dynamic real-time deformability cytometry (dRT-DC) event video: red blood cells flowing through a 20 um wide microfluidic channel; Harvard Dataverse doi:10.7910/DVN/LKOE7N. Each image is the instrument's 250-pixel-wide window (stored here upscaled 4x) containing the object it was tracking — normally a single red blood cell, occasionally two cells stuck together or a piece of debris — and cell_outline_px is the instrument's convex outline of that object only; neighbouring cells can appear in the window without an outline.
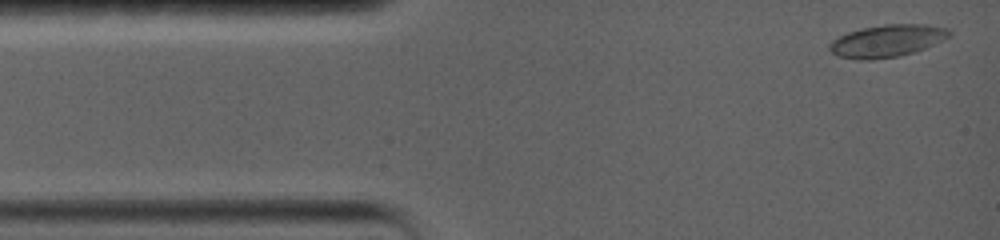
{"species": "common noctule bat (a hibernating species)", "species_latin": "Nyctalus noctula", "temperature_condition": "warm", "stored_images_in_passage": 7, "camera_frame_rate_fps": 5000, "um_per_image_px": 0.085, "animal": {"sex": "female", "body_mass_g": 19.0, "forearm_length_mm": 56.7}, "frame": {"image": 1, "passage_image": 1, "time_ms": 0.0, "image_size_px": [1000, 240], "cell_outline_px": [[952, 32], [944, 40], [924, 48], [900, 56], [868, 60], [860, 60], [836, 56], [828, 48], [828, 44], [832, 40], [848, 32], [860, 28], [884, 24], [928, 24], [948, 28]], "centroid_in_image_um": [75.38, 3.47], "position_along_channel_um": 9.6, "area_um2": 22.66}}
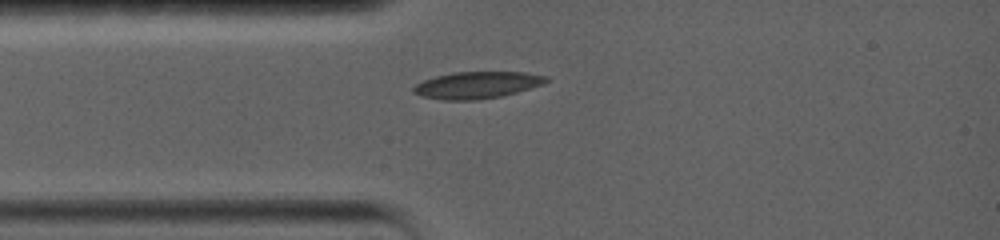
{"frame": {"image": 2, "passage_image": 5, "time_ms": 2.8, "image_size_px": [1000, 240], "cell_outline_px": [[548, 80], [544, 84], [504, 96], [476, 100], [444, 100], [420, 96], [412, 92], [412, 88], [416, 84], [424, 80], [436, 76], [452, 72], [524, 72], [548, 76]], "centroid_in_image_um": [40.55, 7.23], "position_along_channel_um": 44.5, "area_um2": 20.92}}
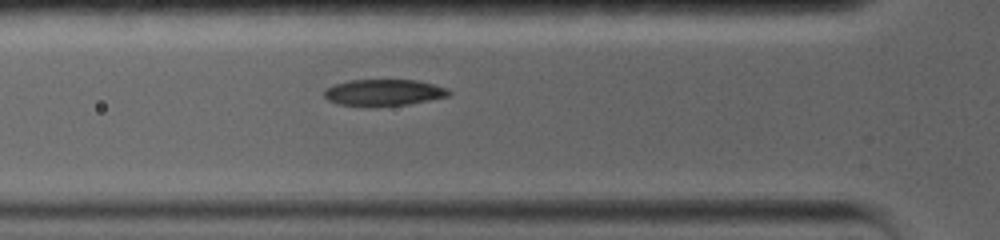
{"frame": {"image": 3, "passage_image": 7, "time_ms": 4.2, "image_size_px": [1000, 240], "cell_outline_px": [[452, 92], [448, 96], [408, 104], [376, 108], [364, 108], [340, 104], [328, 100], [324, 96], [324, 88], [332, 84], [348, 80], [416, 80], [448, 88]], "centroid_in_image_um": [32.55, 7.89], "position_along_channel_um": 93.3, "area_um2": 19.77}}